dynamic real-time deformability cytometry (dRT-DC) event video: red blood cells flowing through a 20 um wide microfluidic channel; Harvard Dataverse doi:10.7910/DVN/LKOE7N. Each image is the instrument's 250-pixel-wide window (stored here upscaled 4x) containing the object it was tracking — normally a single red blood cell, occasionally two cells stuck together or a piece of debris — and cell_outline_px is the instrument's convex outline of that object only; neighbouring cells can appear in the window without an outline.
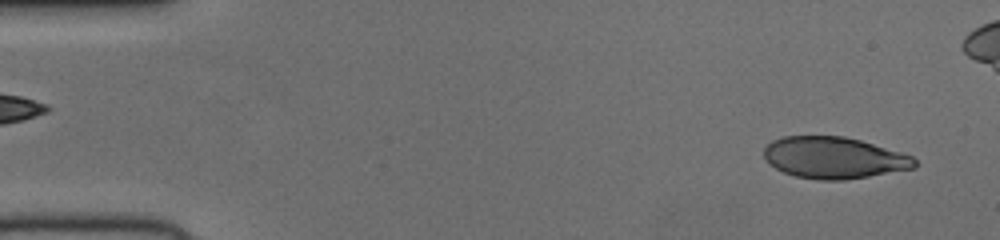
{"species": "human", "species_latin": "Homo sapiens", "temperature_condition": "cold", "stored_images_in_passage": 11, "camera_frame_rate_fps": 3000, "um_per_image_px": 0.085, "donor": {"sex": "female"}, "frame": {"image": 1, "passage_image": 2, "time_ms": 0.333, "image_size_px": [1000, 240], "cell_outline_px": [[916, 168], [844, 180], [820, 180], [796, 176], [784, 172], [776, 168], [764, 156], [764, 148], [772, 140], [784, 136], [844, 136], [860, 140], [900, 152], [912, 156], [916, 160]], "centroid_in_image_um": [70.9, 13.4], "position_along_channel_um": 14.1, "area_um2": 36.24}}